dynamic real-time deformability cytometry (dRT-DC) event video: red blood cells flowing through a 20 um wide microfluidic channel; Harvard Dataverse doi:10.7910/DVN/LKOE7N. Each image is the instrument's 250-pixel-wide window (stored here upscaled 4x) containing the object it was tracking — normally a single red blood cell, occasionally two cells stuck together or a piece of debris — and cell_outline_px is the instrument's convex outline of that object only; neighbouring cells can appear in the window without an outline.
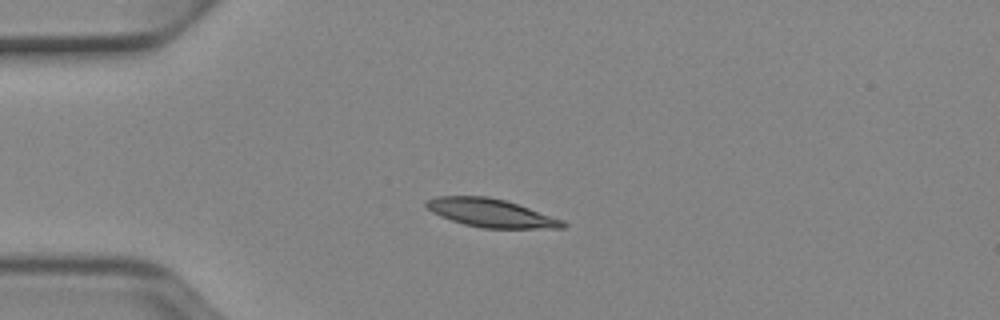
{"species": "Egyptian fruit bat (a non-hibernating species)", "species_latin": "Rousettus aegyptiacus", "temperature_condition": "cold", "stored_images_in_passage": 40, "camera_frame_rate_fps": 3000, "um_per_image_px": 0.085, "animal": {"sex": "female"}, "frame": {"image": 1, "passage_image": 1, "time_ms": 0.0, "image_size_px": [1000, 320], "cell_outline_px": [[568, 224], [564, 228], [484, 228], [464, 224], [440, 216], [432, 212], [424, 204], [428, 200], [436, 196], [488, 196], [504, 200], [564, 220]], "centroid_in_image_um": [41.73, 18.1], "position_along_channel_um": 43.3, "area_um2": 22.25}}
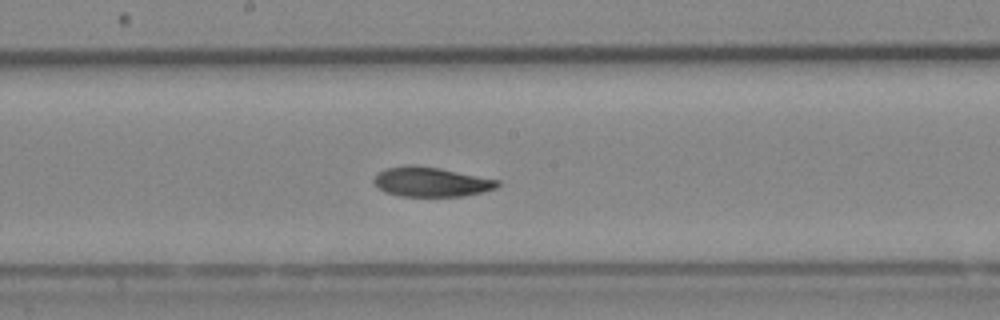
{"frame": {"image": 2, "passage_image": 16, "time_ms": 5.0, "image_size_px": [1000, 320], "cell_outline_px": [[500, 184], [496, 188], [484, 192], [464, 196], [400, 196], [384, 192], [376, 188], [372, 180], [376, 172], [384, 168], [408, 164], [412, 164], [440, 168], [500, 180]], "centroid_in_image_um": [36.59, 15.45], "position_along_channel_um": 211.6, "area_um2": 21.79}}
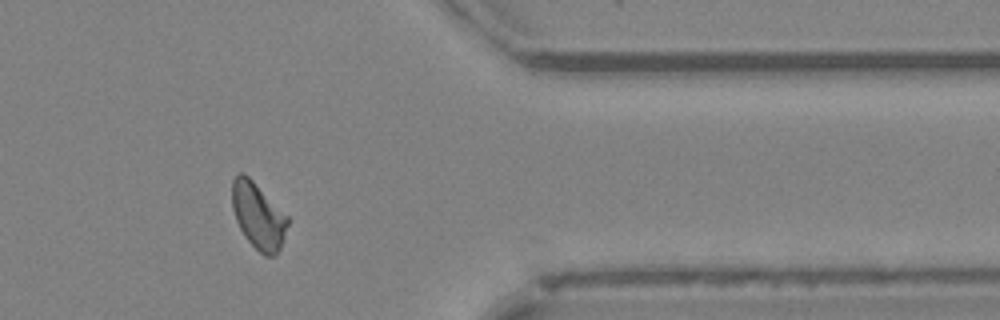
{"frame": {"image": 3, "passage_image": 31, "time_ms": 10.0, "image_size_px": [1000, 320], "cell_outline_px": [[288, 224], [280, 248], [276, 256], [264, 256], [244, 236], [236, 220], [232, 208], [232, 180], [240, 172], [244, 172], [288, 216]], "centroid_in_image_um": [21.94, 18.35], "position_along_channel_um": 389.5, "area_um2": 21.21}, "authors_computed_cell_mechanics": {"area_um2": 21.7617, "velocity_mm_per_s": 3.8823, "shape_relaxation_time_tau1_ms": 3.9058, "shape_relaxation_time_tau2_ms": 5.0835, "deformation_change_tau1": 0.1305, "deformation_change_tau2": 0.0974}}